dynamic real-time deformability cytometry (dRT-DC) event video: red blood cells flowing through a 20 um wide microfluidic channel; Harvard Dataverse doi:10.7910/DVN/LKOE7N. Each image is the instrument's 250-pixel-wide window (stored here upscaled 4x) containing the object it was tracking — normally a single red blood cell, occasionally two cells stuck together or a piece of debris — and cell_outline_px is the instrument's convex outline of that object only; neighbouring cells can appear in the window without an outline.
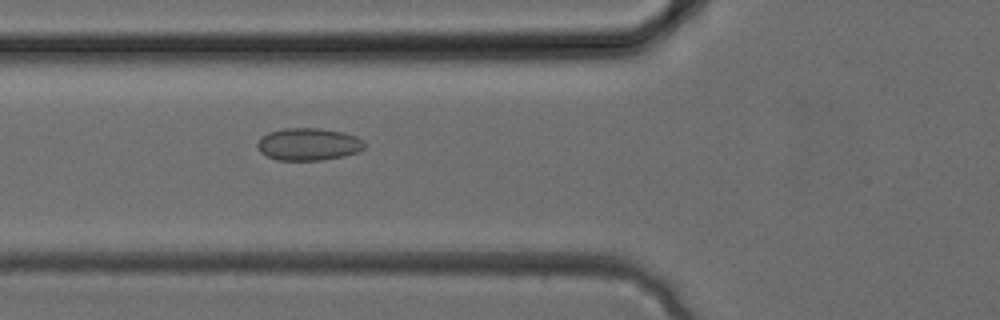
{"species": "common noctule bat (a hibernating species)", "species_latin": "Nyctalus noctula", "temperature_condition": "cold", "stored_images_in_passage": 33, "camera_frame_rate_fps": 3000, "um_per_image_px": 0.085, "animal": {"sex": "female", "body_mass_g": 24.6, "forearm_length_mm": 56.2}, "frame": {"image": 1, "passage_image": 12, "time_ms": 3.667, "image_size_px": [1000, 320], "cell_outline_px": [[364, 148], [356, 152], [344, 156], [324, 160], [276, 160], [260, 152], [256, 144], [260, 136], [268, 132], [284, 128], [320, 128], [344, 132], [356, 136], [364, 140]], "centroid_in_image_um": [26.2, 12.25], "position_along_channel_um": 99.6, "area_um2": 20.4}}
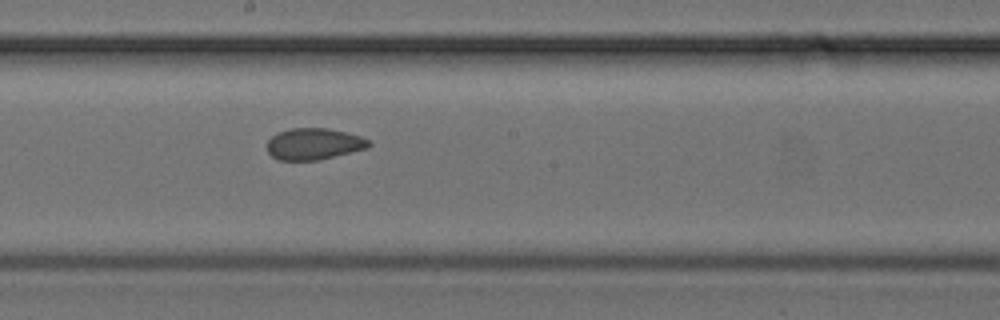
{"frame": {"image": 2, "passage_image": 18, "time_ms": 5.667, "image_size_px": [1000, 320], "cell_outline_px": [[372, 144], [368, 148], [320, 160], [276, 160], [268, 152], [268, 140], [276, 132], [292, 128], [328, 128], [360, 136], [368, 140]], "centroid_in_image_um": [26.67, 12.24], "position_along_channel_um": 221.5, "area_um2": 18.73}}
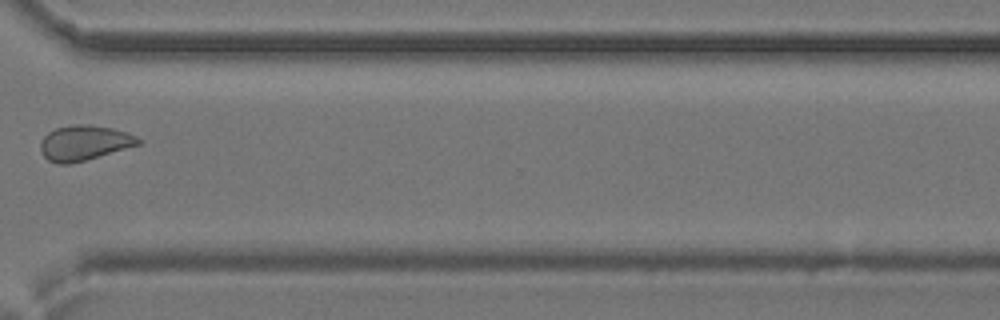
{"frame": {"image": 3, "passage_image": 25, "time_ms": 8.0, "image_size_px": [1000, 320], "cell_outline_px": [[144, 140], [140, 144], [84, 160], [68, 164], [56, 164], [48, 160], [44, 156], [40, 148], [40, 140], [48, 132], [56, 128], [76, 124], [88, 124], [112, 128], [136, 136]], "centroid_in_image_um": [7.13, 12.14], "position_along_channel_um": 363.5, "area_um2": 19.83}}